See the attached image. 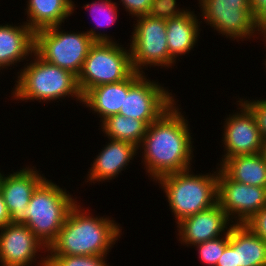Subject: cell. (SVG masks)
Masks as SVG:
<instances>
[{
	"instance_id": "1",
	"label": "cell",
	"mask_w": 266,
	"mask_h": 266,
	"mask_svg": "<svg viewBox=\"0 0 266 266\" xmlns=\"http://www.w3.org/2000/svg\"><path fill=\"white\" fill-rule=\"evenodd\" d=\"M178 107L175 103L148 125L138 148L146 174L154 182L164 175L192 168L193 135L187 117Z\"/></svg>"
},
{
	"instance_id": "2",
	"label": "cell",
	"mask_w": 266,
	"mask_h": 266,
	"mask_svg": "<svg viewBox=\"0 0 266 266\" xmlns=\"http://www.w3.org/2000/svg\"><path fill=\"white\" fill-rule=\"evenodd\" d=\"M79 204L69 210L62 229L47 248V256L107 255L120 239L122 229L114 219L94 216Z\"/></svg>"
},
{
	"instance_id": "3",
	"label": "cell",
	"mask_w": 266,
	"mask_h": 266,
	"mask_svg": "<svg viewBox=\"0 0 266 266\" xmlns=\"http://www.w3.org/2000/svg\"><path fill=\"white\" fill-rule=\"evenodd\" d=\"M33 60L26 62L23 69L17 72L16 84L12 88L13 100H36L39 103L51 102L65 97L75 98L82 103L77 77L71 72L51 64L41 58L35 51Z\"/></svg>"
},
{
	"instance_id": "4",
	"label": "cell",
	"mask_w": 266,
	"mask_h": 266,
	"mask_svg": "<svg viewBox=\"0 0 266 266\" xmlns=\"http://www.w3.org/2000/svg\"><path fill=\"white\" fill-rule=\"evenodd\" d=\"M218 167L214 173L195 174L192 169H187L164 175L155 181L167 197L176 224L217 203Z\"/></svg>"
},
{
	"instance_id": "5",
	"label": "cell",
	"mask_w": 266,
	"mask_h": 266,
	"mask_svg": "<svg viewBox=\"0 0 266 266\" xmlns=\"http://www.w3.org/2000/svg\"><path fill=\"white\" fill-rule=\"evenodd\" d=\"M66 188L45 178L34 190L24 213L27 225L48 248L56 239L69 210L77 203Z\"/></svg>"
},
{
	"instance_id": "6",
	"label": "cell",
	"mask_w": 266,
	"mask_h": 266,
	"mask_svg": "<svg viewBox=\"0 0 266 266\" xmlns=\"http://www.w3.org/2000/svg\"><path fill=\"white\" fill-rule=\"evenodd\" d=\"M134 20L137 23L133 24L129 45L133 70L145 74L142 69L148 70V66L174 67L176 62L170 57L167 44L166 6L158 12L137 16Z\"/></svg>"
},
{
	"instance_id": "7",
	"label": "cell",
	"mask_w": 266,
	"mask_h": 266,
	"mask_svg": "<svg viewBox=\"0 0 266 266\" xmlns=\"http://www.w3.org/2000/svg\"><path fill=\"white\" fill-rule=\"evenodd\" d=\"M117 42H95L90 47L77 76L82 96L93 87L121 82L134 72L130 48Z\"/></svg>"
},
{
	"instance_id": "8",
	"label": "cell",
	"mask_w": 266,
	"mask_h": 266,
	"mask_svg": "<svg viewBox=\"0 0 266 266\" xmlns=\"http://www.w3.org/2000/svg\"><path fill=\"white\" fill-rule=\"evenodd\" d=\"M61 26L57 25L36 31L34 51L45 61L57 65L77 77L89 49L95 41L87 32H65Z\"/></svg>"
},
{
	"instance_id": "9",
	"label": "cell",
	"mask_w": 266,
	"mask_h": 266,
	"mask_svg": "<svg viewBox=\"0 0 266 266\" xmlns=\"http://www.w3.org/2000/svg\"><path fill=\"white\" fill-rule=\"evenodd\" d=\"M146 77L148 76L135 71L129 76V90L124 94L119 114L142 120L148 126L158 120L176 101L169 89Z\"/></svg>"
},
{
	"instance_id": "10",
	"label": "cell",
	"mask_w": 266,
	"mask_h": 266,
	"mask_svg": "<svg viewBox=\"0 0 266 266\" xmlns=\"http://www.w3.org/2000/svg\"><path fill=\"white\" fill-rule=\"evenodd\" d=\"M205 24L217 33L238 42L258 38L249 0H198ZM255 34V35H254ZM251 36V37H250Z\"/></svg>"
},
{
	"instance_id": "11",
	"label": "cell",
	"mask_w": 266,
	"mask_h": 266,
	"mask_svg": "<svg viewBox=\"0 0 266 266\" xmlns=\"http://www.w3.org/2000/svg\"><path fill=\"white\" fill-rule=\"evenodd\" d=\"M217 203L233 224H245L266 206V187L236 182L218 168Z\"/></svg>"
},
{
	"instance_id": "12",
	"label": "cell",
	"mask_w": 266,
	"mask_h": 266,
	"mask_svg": "<svg viewBox=\"0 0 266 266\" xmlns=\"http://www.w3.org/2000/svg\"><path fill=\"white\" fill-rule=\"evenodd\" d=\"M238 111L229 114L223 125L224 154L220 164L229 157L262 152L263 138L251 110L238 98ZM240 109V111H239Z\"/></svg>"
},
{
	"instance_id": "13",
	"label": "cell",
	"mask_w": 266,
	"mask_h": 266,
	"mask_svg": "<svg viewBox=\"0 0 266 266\" xmlns=\"http://www.w3.org/2000/svg\"><path fill=\"white\" fill-rule=\"evenodd\" d=\"M47 247L25 224H12L0 228V266H32L40 251Z\"/></svg>"
},
{
	"instance_id": "14",
	"label": "cell",
	"mask_w": 266,
	"mask_h": 266,
	"mask_svg": "<svg viewBox=\"0 0 266 266\" xmlns=\"http://www.w3.org/2000/svg\"><path fill=\"white\" fill-rule=\"evenodd\" d=\"M36 167H24L13 173L3 174L0 182V193L3 196L10 214V223L25 224L27 208L37 186L46 178Z\"/></svg>"
},
{
	"instance_id": "15",
	"label": "cell",
	"mask_w": 266,
	"mask_h": 266,
	"mask_svg": "<svg viewBox=\"0 0 266 266\" xmlns=\"http://www.w3.org/2000/svg\"><path fill=\"white\" fill-rule=\"evenodd\" d=\"M216 266H266V242L245 224H233Z\"/></svg>"
},
{
	"instance_id": "16",
	"label": "cell",
	"mask_w": 266,
	"mask_h": 266,
	"mask_svg": "<svg viewBox=\"0 0 266 266\" xmlns=\"http://www.w3.org/2000/svg\"><path fill=\"white\" fill-rule=\"evenodd\" d=\"M176 1L166 5V35L170 57L177 62L178 56H185L193 50L200 36V25L195 11L178 7Z\"/></svg>"
},
{
	"instance_id": "17",
	"label": "cell",
	"mask_w": 266,
	"mask_h": 266,
	"mask_svg": "<svg viewBox=\"0 0 266 266\" xmlns=\"http://www.w3.org/2000/svg\"><path fill=\"white\" fill-rule=\"evenodd\" d=\"M177 224L178 241L188 247L225 235L233 225L218 203L182 219Z\"/></svg>"
},
{
	"instance_id": "18",
	"label": "cell",
	"mask_w": 266,
	"mask_h": 266,
	"mask_svg": "<svg viewBox=\"0 0 266 266\" xmlns=\"http://www.w3.org/2000/svg\"><path fill=\"white\" fill-rule=\"evenodd\" d=\"M98 155H96L88 169L87 181L91 183L109 182L126 170L127 166L138 153V147L130 142L109 139Z\"/></svg>"
},
{
	"instance_id": "19",
	"label": "cell",
	"mask_w": 266,
	"mask_h": 266,
	"mask_svg": "<svg viewBox=\"0 0 266 266\" xmlns=\"http://www.w3.org/2000/svg\"><path fill=\"white\" fill-rule=\"evenodd\" d=\"M34 48L35 32L25 21L17 26L9 23L0 24V68L2 70L8 67L11 69L14 63L17 66L16 63L31 60Z\"/></svg>"
},
{
	"instance_id": "20",
	"label": "cell",
	"mask_w": 266,
	"mask_h": 266,
	"mask_svg": "<svg viewBox=\"0 0 266 266\" xmlns=\"http://www.w3.org/2000/svg\"><path fill=\"white\" fill-rule=\"evenodd\" d=\"M26 2L27 19L25 23L34 32L62 25L76 9L72 0H27Z\"/></svg>"
},
{
	"instance_id": "21",
	"label": "cell",
	"mask_w": 266,
	"mask_h": 266,
	"mask_svg": "<svg viewBox=\"0 0 266 266\" xmlns=\"http://www.w3.org/2000/svg\"><path fill=\"white\" fill-rule=\"evenodd\" d=\"M129 90V77L121 82L102 84L89 89L82 96V104L99 115L100 122L119 114L124 102V94Z\"/></svg>"
},
{
	"instance_id": "22",
	"label": "cell",
	"mask_w": 266,
	"mask_h": 266,
	"mask_svg": "<svg viewBox=\"0 0 266 266\" xmlns=\"http://www.w3.org/2000/svg\"><path fill=\"white\" fill-rule=\"evenodd\" d=\"M218 166L231 180L266 187V160L262 152L229 157Z\"/></svg>"
},
{
	"instance_id": "23",
	"label": "cell",
	"mask_w": 266,
	"mask_h": 266,
	"mask_svg": "<svg viewBox=\"0 0 266 266\" xmlns=\"http://www.w3.org/2000/svg\"><path fill=\"white\" fill-rule=\"evenodd\" d=\"M100 126L108 139L130 142L138 148L148 127L142 120L120 114L107 117Z\"/></svg>"
},
{
	"instance_id": "24",
	"label": "cell",
	"mask_w": 266,
	"mask_h": 266,
	"mask_svg": "<svg viewBox=\"0 0 266 266\" xmlns=\"http://www.w3.org/2000/svg\"><path fill=\"white\" fill-rule=\"evenodd\" d=\"M117 4V2H113L112 0H98L97 2L93 1L91 4L88 3L83 6L85 10L87 9L86 11L90 10L91 17L95 22L94 26L96 27L86 31L95 42H116L115 38L114 40L112 39V36L101 31L98 32L95 29L102 27L107 28L113 23H116L119 16Z\"/></svg>"
},
{
	"instance_id": "25",
	"label": "cell",
	"mask_w": 266,
	"mask_h": 266,
	"mask_svg": "<svg viewBox=\"0 0 266 266\" xmlns=\"http://www.w3.org/2000/svg\"><path fill=\"white\" fill-rule=\"evenodd\" d=\"M229 243V231L218 238L195 244L198 251V257L202 264L206 266H216L218 259L221 257L224 249Z\"/></svg>"
},
{
	"instance_id": "26",
	"label": "cell",
	"mask_w": 266,
	"mask_h": 266,
	"mask_svg": "<svg viewBox=\"0 0 266 266\" xmlns=\"http://www.w3.org/2000/svg\"><path fill=\"white\" fill-rule=\"evenodd\" d=\"M106 257L107 255L46 256L47 266H110Z\"/></svg>"
},
{
	"instance_id": "27",
	"label": "cell",
	"mask_w": 266,
	"mask_h": 266,
	"mask_svg": "<svg viewBox=\"0 0 266 266\" xmlns=\"http://www.w3.org/2000/svg\"><path fill=\"white\" fill-rule=\"evenodd\" d=\"M171 1L177 0H120L121 5L132 18L160 11Z\"/></svg>"
},
{
	"instance_id": "28",
	"label": "cell",
	"mask_w": 266,
	"mask_h": 266,
	"mask_svg": "<svg viewBox=\"0 0 266 266\" xmlns=\"http://www.w3.org/2000/svg\"><path fill=\"white\" fill-rule=\"evenodd\" d=\"M253 113L263 141L266 140V99H240ZM250 100V101H249Z\"/></svg>"
},
{
	"instance_id": "29",
	"label": "cell",
	"mask_w": 266,
	"mask_h": 266,
	"mask_svg": "<svg viewBox=\"0 0 266 266\" xmlns=\"http://www.w3.org/2000/svg\"><path fill=\"white\" fill-rule=\"evenodd\" d=\"M259 35L266 31V0H249Z\"/></svg>"
},
{
	"instance_id": "30",
	"label": "cell",
	"mask_w": 266,
	"mask_h": 266,
	"mask_svg": "<svg viewBox=\"0 0 266 266\" xmlns=\"http://www.w3.org/2000/svg\"><path fill=\"white\" fill-rule=\"evenodd\" d=\"M245 225L266 242V206L248 220Z\"/></svg>"
},
{
	"instance_id": "31",
	"label": "cell",
	"mask_w": 266,
	"mask_h": 266,
	"mask_svg": "<svg viewBox=\"0 0 266 266\" xmlns=\"http://www.w3.org/2000/svg\"><path fill=\"white\" fill-rule=\"evenodd\" d=\"M10 223V214L7 210L5 201L0 193V228Z\"/></svg>"
},
{
	"instance_id": "32",
	"label": "cell",
	"mask_w": 266,
	"mask_h": 266,
	"mask_svg": "<svg viewBox=\"0 0 266 266\" xmlns=\"http://www.w3.org/2000/svg\"><path fill=\"white\" fill-rule=\"evenodd\" d=\"M47 266V258L43 255L41 256V259L37 262V266Z\"/></svg>"
},
{
	"instance_id": "33",
	"label": "cell",
	"mask_w": 266,
	"mask_h": 266,
	"mask_svg": "<svg viewBox=\"0 0 266 266\" xmlns=\"http://www.w3.org/2000/svg\"><path fill=\"white\" fill-rule=\"evenodd\" d=\"M262 154L266 160V140L263 141Z\"/></svg>"
},
{
	"instance_id": "34",
	"label": "cell",
	"mask_w": 266,
	"mask_h": 266,
	"mask_svg": "<svg viewBox=\"0 0 266 266\" xmlns=\"http://www.w3.org/2000/svg\"><path fill=\"white\" fill-rule=\"evenodd\" d=\"M261 37H263V41L265 42V44H266V31L264 32V33H262L261 35H260ZM266 47V46H265Z\"/></svg>"
},
{
	"instance_id": "35",
	"label": "cell",
	"mask_w": 266,
	"mask_h": 266,
	"mask_svg": "<svg viewBox=\"0 0 266 266\" xmlns=\"http://www.w3.org/2000/svg\"><path fill=\"white\" fill-rule=\"evenodd\" d=\"M2 176H3V172L0 171V182H1Z\"/></svg>"
}]
</instances>
